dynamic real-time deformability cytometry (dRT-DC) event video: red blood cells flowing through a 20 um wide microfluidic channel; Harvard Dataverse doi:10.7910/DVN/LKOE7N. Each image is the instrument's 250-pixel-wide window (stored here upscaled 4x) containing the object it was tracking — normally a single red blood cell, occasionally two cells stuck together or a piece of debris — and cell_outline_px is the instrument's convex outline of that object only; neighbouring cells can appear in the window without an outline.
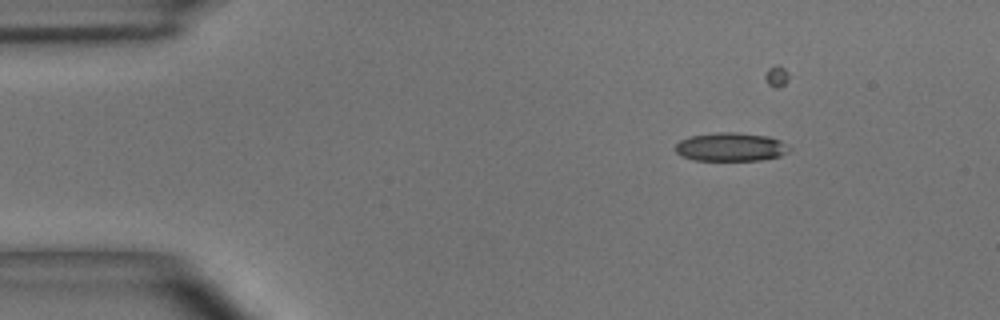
{"species": "common noctule bat (a hibernating species)", "species_latin": "Nyctalus noctula", "temperature_condition": "room temperature", "stored_images_in_passage": 32, "camera_frame_rate_fps": 3000, "um_per_image_px": 0.085, "animal": {"sex": "male", "body_mass_g": 15.6}, "frame": {"image": 1, "passage_image": 1, "time_ms": 0.0, "image_size_px": [1000, 320], "cell_outline_px": [[792, 148], [788, 152], [780, 156], [760, 160], [696, 160], [680, 156], [676, 152], [676, 144], [680, 140], [692, 136], [716, 132], [736, 132], [768, 136], [780, 140], [788, 144]], "centroid_in_image_um": [62.15, 12.49], "position_along_channel_um": 22.9, "area_um2": 19.02}}
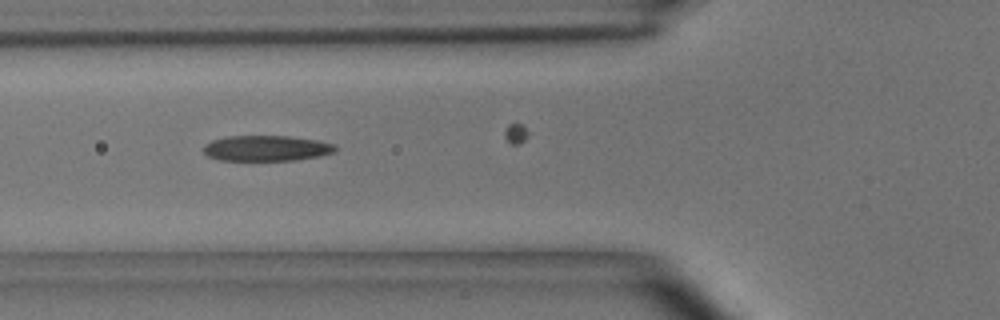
{"frame": {"image": 2, "passage_image": 12, "time_ms": 3.667, "image_size_px": [1000, 320], "cell_outline_px": [[336, 148], [332, 152], [320, 156], [296, 160], [220, 160], [208, 156], [204, 152], [204, 144], [212, 140], [228, 136], [288, 136], [316, 140], [336, 144]], "centroid_in_image_um": [22.64, 12.6], "position_along_channel_um": 103.2, "area_um2": 19.54}}
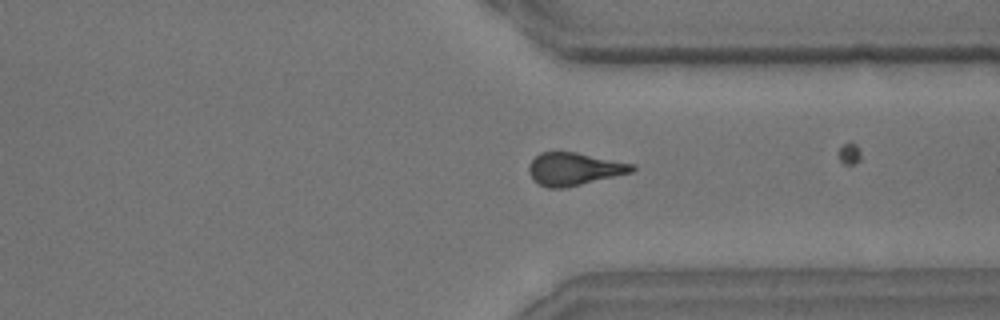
{"frame": {"image": 3, "passage_image": 31, "time_ms": 10.0, "image_size_px": [1000, 320], "cell_outline_px": [[636, 168], [632, 172], [564, 188], [548, 188], [532, 180], [528, 172], [528, 168], [532, 160], [540, 152], [576, 152], [636, 164]], "centroid_in_image_um": [48.8, 14.36], "position_along_channel_um": 362.6, "area_um2": 19.65}}